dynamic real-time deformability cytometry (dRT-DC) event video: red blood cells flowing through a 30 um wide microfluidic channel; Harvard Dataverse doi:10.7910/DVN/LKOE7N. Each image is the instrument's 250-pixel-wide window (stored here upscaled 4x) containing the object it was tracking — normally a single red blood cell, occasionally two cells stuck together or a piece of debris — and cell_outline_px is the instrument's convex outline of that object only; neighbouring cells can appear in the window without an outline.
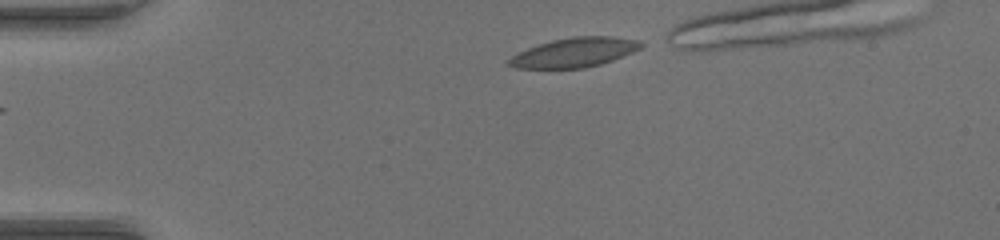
{"species": "common noctule bat (a hibernating species)", "species_latin": "Nyctalus noctula", "temperature_condition": "warm", "stored_images_in_passage": 36, "camera_frame_rate_fps": 3000, "um_per_image_px": 0.085, "animal": {"sex": "female", "body_mass_g": 17.0, "forearm_length_mm": 48.0}, "frame": {"image": 1, "passage_image": 1, "time_ms": 0.0, "image_size_px": [1000, 240], "cell_outline_px": [[644, 44], [640, 48], [632, 52], [612, 60], [600, 64], [584, 68], [516, 68], [508, 64], [508, 60], [512, 56], [528, 48], [552, 40], [572, 36], [612, 36], [640, 40]], "centroid_in_image_um": [48.85, 4.45], "position_along_channel_um": 36.1, "area_um2": 22.43}}
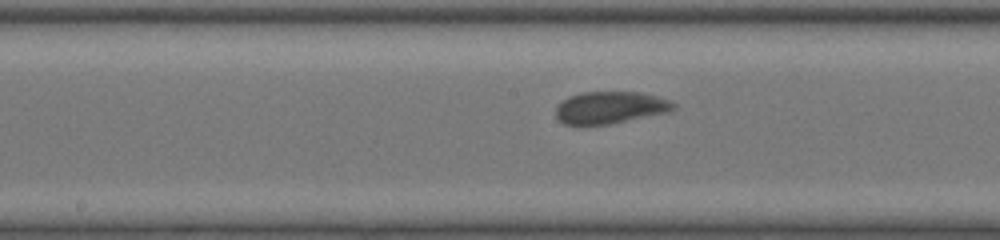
{"frame": {"image": 2, "passage_image": 17, "time_ms": 5.333, "image_size_px": [1000, 240], "cell_outline_px": [[676, 108], [668, 112], [608, 124], [564, 124], [556, 116], [556, 108], [568, 96], [584, 92], [640, 92], [656, 96], [668, 100], [676, 104]], "centroid_in_image_um": [51.88, 9.13], "position_along_channel_um": 196.3, "area_um2": 21.68}}
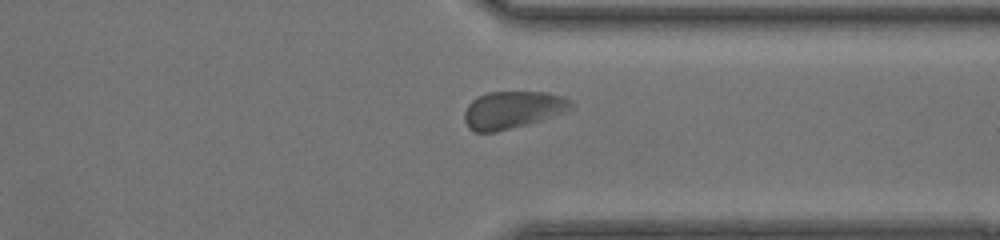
{"frame": {"image": 3, "passage_image": 30, "time_ms": 9.667, "image_size_px": [1000, 240], "cell_outline_px": [[572, 108], [540, 120], [496, 132], [476, 132], [468, 128], [464, 120], [464, 112], [468, 104], [476, 96], [488, 92], [544, 92], [564, 96], [572, 104]], "centroid_in_image_um": [43.49, 9.33], "position_along_channel_um": 367.9, "area_um2": 22.95}, "authors_computed_cell_mechanics": {"area_um2": 22.4264, "velocity_mm_per_s": 3.9576, "shape_relaxation_time_tau1_ms": 3.4959, "shape_relaxation_time_tau2_ms": 0.901, "deformation_change_tau1": 0.1062, "deformation_change_tau2": 0.0648}}